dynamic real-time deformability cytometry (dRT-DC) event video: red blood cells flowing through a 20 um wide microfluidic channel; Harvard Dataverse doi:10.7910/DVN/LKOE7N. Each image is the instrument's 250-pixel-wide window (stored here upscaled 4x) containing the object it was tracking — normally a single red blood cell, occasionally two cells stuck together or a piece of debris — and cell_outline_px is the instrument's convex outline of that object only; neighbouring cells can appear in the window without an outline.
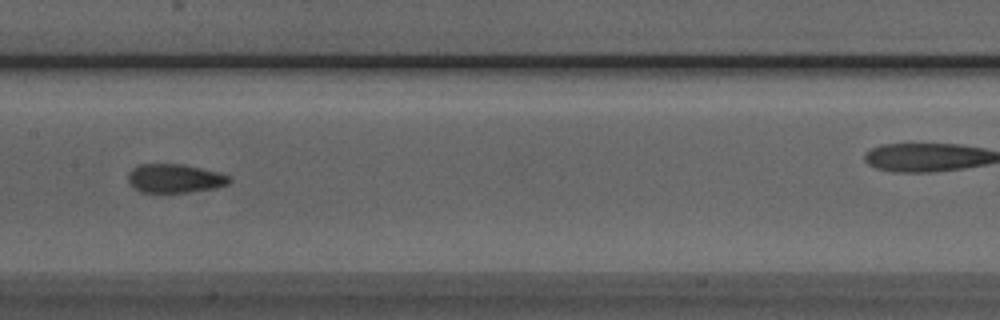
{"species": "Egyptian fruit bat (a non-hibernating species)", "species_latin": "Rousettus aegyptiacus", "temperature_condition": "room temperature", "stored_images_in_passage": 8, "camera_frame_rate_fps": 3000, "um_per_image_px": 0.085, "animal": {"sex": "male"}, "frame": {"image": 1, "passage_image": 7, "time_ms": 2.0, "image_size_px": [1000, 320], "cell_outline_px": [[232, 180], [228, 184], [216, 188], [188, 192], [140, 192], [128, 184], [128, 172], [132, 168], [140, 164], [184, 164], [216, 172], [228, 176]], "centroid_in_image_um": [14.81, 15.17], "position_along_channel_um": 192.6, "area_um2": 16.99}}